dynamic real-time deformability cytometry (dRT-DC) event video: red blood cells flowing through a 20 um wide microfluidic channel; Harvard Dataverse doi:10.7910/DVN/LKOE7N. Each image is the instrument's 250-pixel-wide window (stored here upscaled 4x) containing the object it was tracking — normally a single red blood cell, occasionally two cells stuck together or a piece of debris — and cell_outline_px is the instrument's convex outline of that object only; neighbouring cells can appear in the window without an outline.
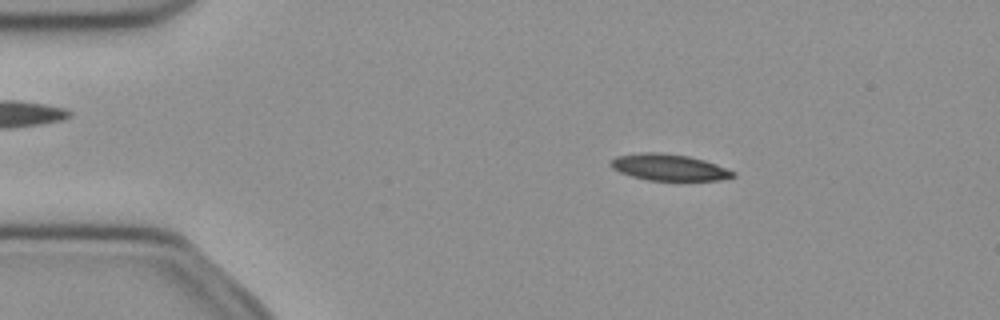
{"species": "common noctule bat (a hibernating species)", "species_latin": "Nyctalus noctula", "temperature_condition": "cold", "stored_images_in_passage": 50, "camera_frame_rate_fps": 3000, "um_per_image_px": 0.085, "animal": {"sex": "female", "body_mass_g": 21.9}, "frame": {"image": 1, "passage_image": 8, "time_ms": 2.333, "image_size_px": [1000, 320], "cell_outline_px": [[736, 176], [720, 180], [648, 180], [632, 176], [620, 172], [612, 168], [608, 164], [616, 156], [640, 152], [660, 152], [688, 156], [704, 160], [716, 164], [736, 172]], "centroid_in_image_um": [56.85, 14.21], "position_along_channel_um": 28.1, "area_um2": 18.84}}
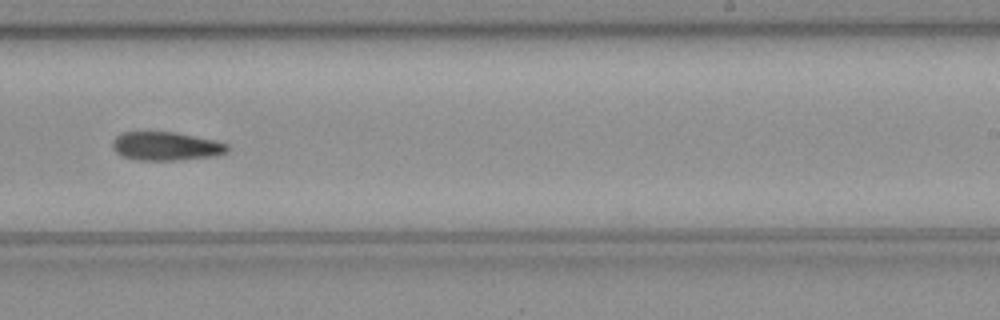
{"frame": {"image": 2, "passage_image": 31, "time_ms": 10.0, "image_size_px": [1000, 320], "cell_outline_px": [[228, 152], [216, 156], [176, 160], [136, 160], [120, 156], [112, 148], [112, 140], [120, 132], [172, 132], [216, 140], [228, 144]], "centroid_in_image_um": [14.08, 12.43], "position_along_channel_um": 274.9, "area_um2": 19.31}}
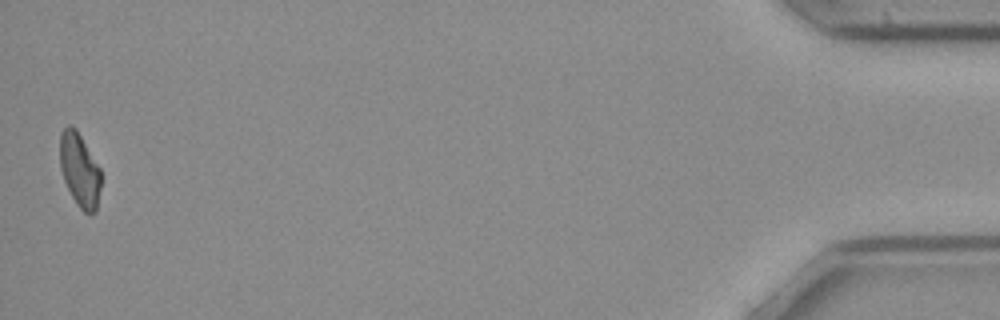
{"frame": {"image": 3, "passage_image": 50, "time_ms": 16.333, "image_size_px": [1000, 320], "cell_outline_px": [[100, 188], [96, 212], [92, 216], [84, 212], [76, 204], [64, 180], [60, 168], [60, 132], [68, 124], [72, 124], [76, 128], [100, 168]], "centroid_in_image_um": [6.76, 14.45], "position_along_channel_um": 428.4, "area_um2": 17.74}}